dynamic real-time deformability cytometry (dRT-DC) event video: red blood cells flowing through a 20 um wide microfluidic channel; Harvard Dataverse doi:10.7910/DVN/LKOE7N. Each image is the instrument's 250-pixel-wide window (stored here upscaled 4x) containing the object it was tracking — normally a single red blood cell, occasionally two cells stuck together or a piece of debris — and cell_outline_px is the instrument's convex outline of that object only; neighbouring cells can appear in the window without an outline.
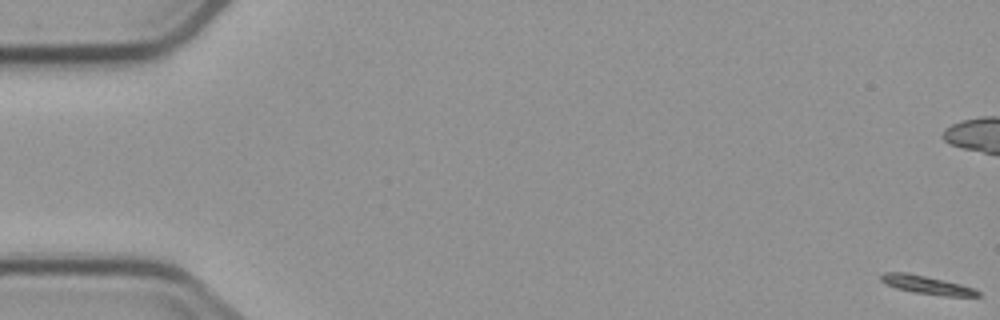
{"species": "common noctule bat (a hibernating species)", "species_latin": "Nyctalus noctula", "temperature_condition": "cold", "stored_images_in_passage": 7, "camera_frame_rate_fps": 3000, "um_per_image_px": 0.085, "animal": {"sex": "male", "body_mass_g": 23.1, "forearm_length_mm": 52.7}, "frame": {"image": 1, "passage_image": 1, "time_ms": 0.0, "image_size_px": [1000, 320], "cell_outline_px": [[980, 296], [944, 296], [912, 292], [896, 288], [884, 284], [880, 280], [880, 276], [884, 272], [908, 272], [960, 284], [976, 288], [980, 292]], "centroid_in_image_um": [78.75, 24.21], "position_along_channel_um": 6.2, "area_um2": 10.46}}